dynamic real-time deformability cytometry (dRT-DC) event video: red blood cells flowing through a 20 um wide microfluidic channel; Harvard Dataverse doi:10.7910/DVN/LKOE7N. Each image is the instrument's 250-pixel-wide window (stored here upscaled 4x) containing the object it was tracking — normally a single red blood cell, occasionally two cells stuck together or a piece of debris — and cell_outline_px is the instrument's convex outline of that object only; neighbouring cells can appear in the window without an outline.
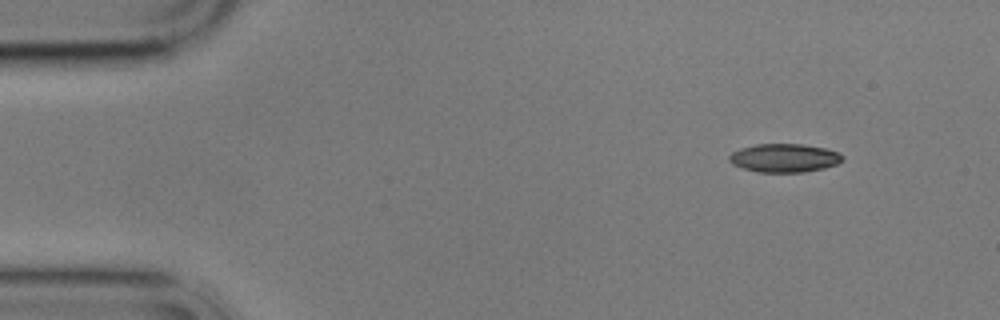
{"species": "common noctule bat (a hibernating species)", "species_latin": "Nyctalus noctula", "temperature_condition": "cold", "stored_images_in_passage": 4, "camera_frame_rate_fps": 3000, "um_per_image_px": 0.085, "animal": {"sex": "male", "body_mass_g": 17.9}, "frame": {"image": 1, "passage_image": 1, "time_ms": 0.0, "image_size_px": [1000, 320], "cell_outline_px": [[844, 160], [836, 164], [824, 168], [804, 172], [760, 172], [744, 168], [732, 164], [728, 160], [728, 156], [732, 152], [740, 148], [756, 144], [800, 144], [824, 148], [840, 152], [844, 156]], "centroid_in_image_um": [66.68, 13.42], "position_along_channel_um": 18.3, "area_um2": 18.84}}
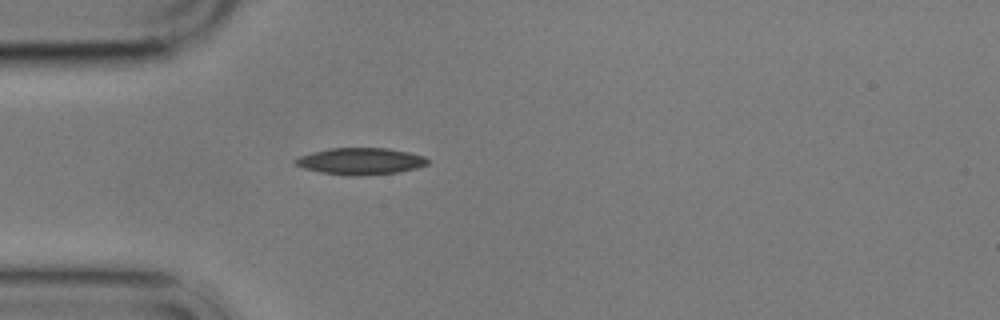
{"frame": {"image": 2, "passage_image": 4, "time_ms": 3.333, "image_size_px": [1000, 320], "cell_outline_px": [[428, 164], [416, 168], [400, 172], [356, 176], [352, 176], [320, 172], [304, 168], [296, 164], [292, 160], [300, 156], [312, 152], [328, 148], [388, 148], [408, 152], [424, 156], [428, 160]], "centroid_in_image_um": [30.64, 13.7], "position_along_channel_um": 54.4, "area_um2": 20.58}}